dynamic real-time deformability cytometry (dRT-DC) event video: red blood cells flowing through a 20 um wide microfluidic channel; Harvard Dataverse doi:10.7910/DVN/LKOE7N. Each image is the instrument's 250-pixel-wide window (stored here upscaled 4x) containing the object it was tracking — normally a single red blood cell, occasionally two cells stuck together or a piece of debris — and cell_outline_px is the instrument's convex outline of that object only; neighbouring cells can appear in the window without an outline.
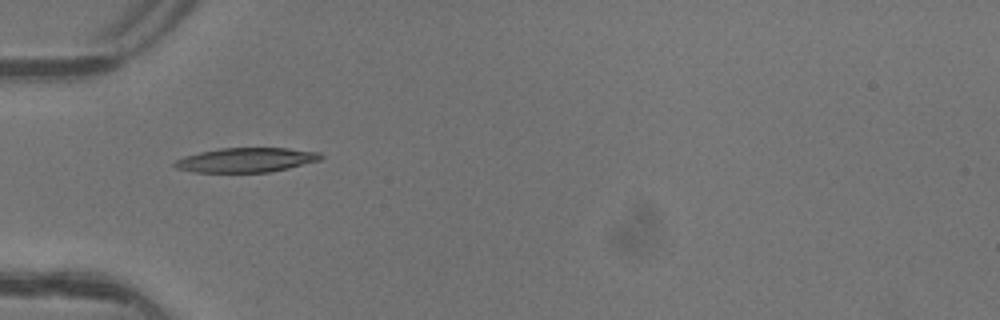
{"species": "common noctule bat (a hibernating species)", "species_latin": "Nyctalus noctula", "temperature_condition": "warm", "stored_images_in_passage": 7, "camera_frame_rate_fps": 3000, "um_per_image_px": 0.085, "animal": {"sex": "female"}, "frame": {"image": 1, "passage_image": 5, "time_ms": 1.333, "image_size_px": [1000, 320], "cell_outline_px": [[324, 156], [320, 160], [288, 168], [268, 172], [196, 172], [176, 168], [172, 164], [176, 160], [184, 156], [200, 152], [220, 148], [288, 148], [320, 152]], "centroid_in_image_um": [20.93, 13.59], "position_along_channel_um": 64.1, "area_um2": 20.75}}
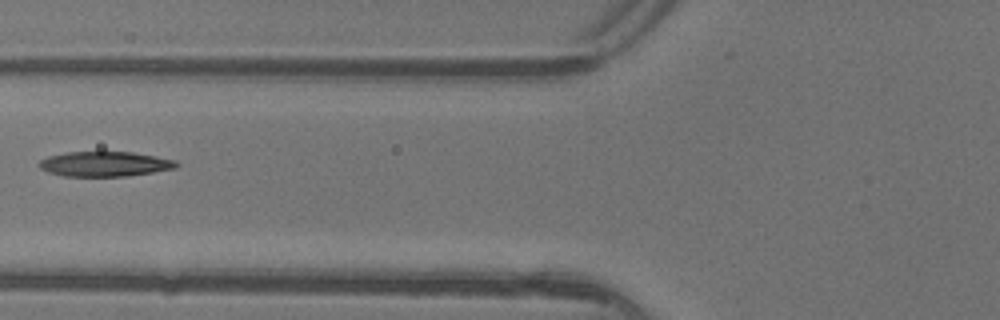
{"frame": {"image": 2, "passage_image": 6, "time_ms": 1.667, "image_size_px": [1000, 320], "cell_outline_px": [[180, 164], [176, 168], [152, 172], [124, 176], [64, 176], [48, 172], [40, 168], [36, 164], [40, 160], [48, 156], [68, 152], [132, 152], [156, 156], [176, 160]], "centroid_in_image_um": [8.9, 13.93], "position_along_channel_um": 116.9, "area_um2": 19.94}}
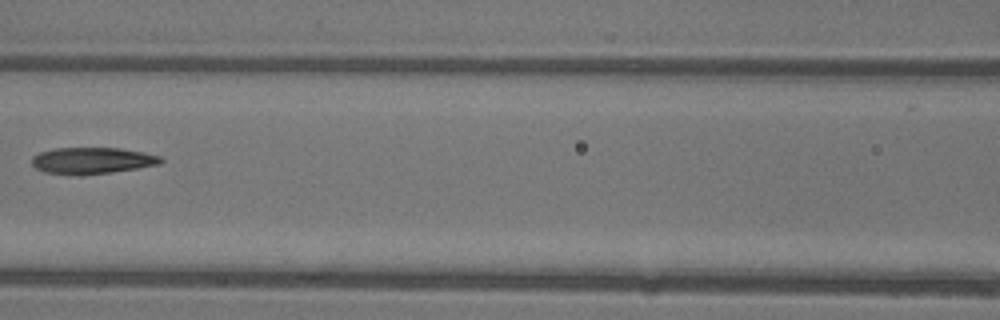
{"frame": {"image": 3, "passage_image": 7, "time_ms": 2.0, "image_size_px": [1000, 320], "cell_outline_px": [[164, 160], [160, 164], [112, 172], [80, 176], [76, 176], [44, 172], [36, 168], [32, 164], [32, 156], [40, 152], [56, 148], [120, 148], [144, 152], [160, 156]], "centroid_in_image_um": [7.82, 13.66], "position_along_channel_um": 158.8, "area_um2": 20.06}}